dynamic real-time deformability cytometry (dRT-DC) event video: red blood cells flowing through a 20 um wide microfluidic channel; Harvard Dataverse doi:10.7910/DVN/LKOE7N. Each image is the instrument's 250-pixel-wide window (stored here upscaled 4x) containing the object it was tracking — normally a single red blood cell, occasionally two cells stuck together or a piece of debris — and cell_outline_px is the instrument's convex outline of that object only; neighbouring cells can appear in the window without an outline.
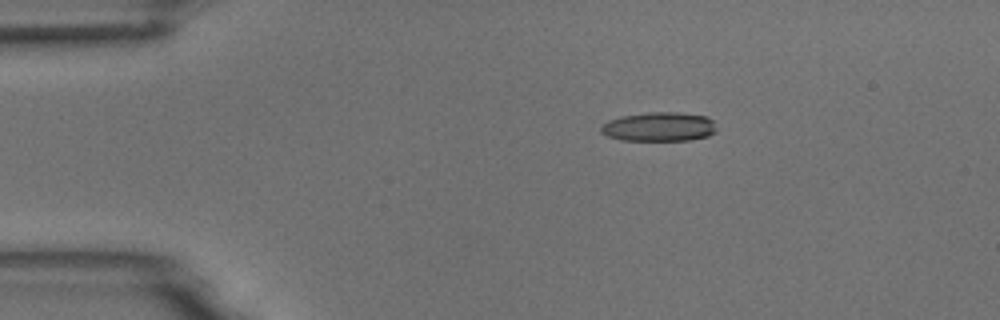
{"species": "common noctule bat (a hibernating species)", "species_latin": "Nyctalus noctula", "temperature_condition": "room temperature", "stored_images_in_passage": 9, "camera_frame_rate_fps": 3000, "um_per_image_px": 0.085, "animal": {"sex": "male", "body_mass_g": 18.8}, "frame": {"image": 1, "passage_image": 1, "time_ms": 0.0, "image_size_px": [1000, 320], "cell_outline_px": [[716, 132], [708, 136], [688, 140], [620, 140], [608, 136], [600, 132], [600, 128], [608, 120], [620, 116], [648, 112], [676, 112], [708, 116], [712, 120], [716, 128]], "centroid_in_image_um": [56.02, 10.77], "position_along_channel_um": 29.0, "area_um2": 19.71}}
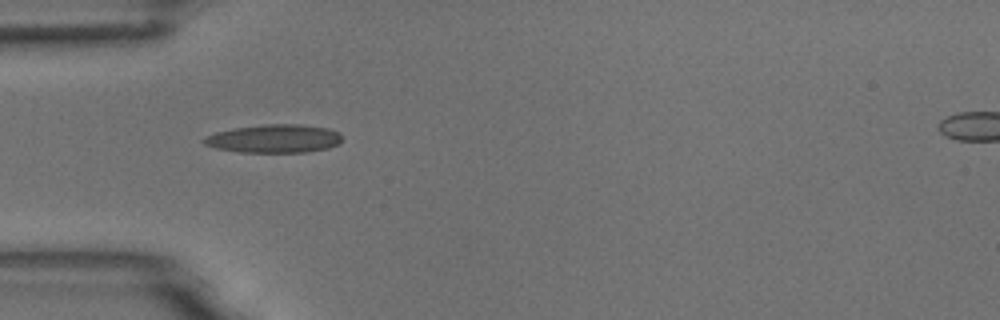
{"frame": {"image": 2, "passage_image": 3, "time_ms": 0.667, "image_size_px": [1000, 320], "cell_outline_px": [[340, 144], [328, 148], [304, 152], [240, 152], [216, 148], [204, 144], [200, 140], [204, 136], [216, 132], [232, 128], [264, 124], [300, 124], [328, 128], [340, 132]], "centroid_in_image_um": [23.28, 11.77], "position_along_channel_um": 61.7, "area_um2": 22.95}}